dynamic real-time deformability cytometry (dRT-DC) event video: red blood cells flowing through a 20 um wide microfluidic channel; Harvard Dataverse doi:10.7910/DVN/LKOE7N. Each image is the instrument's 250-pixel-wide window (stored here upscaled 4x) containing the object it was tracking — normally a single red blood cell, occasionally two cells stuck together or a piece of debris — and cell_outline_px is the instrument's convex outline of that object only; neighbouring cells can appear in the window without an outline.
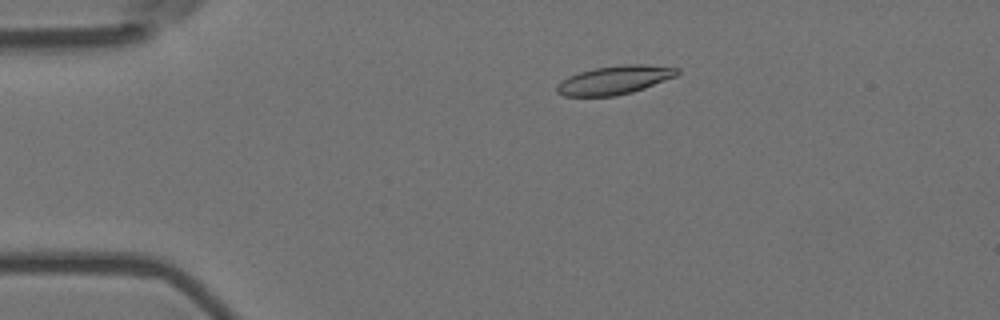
{"species": "Egyptian fruit bat (a non-hibernating species)", "species_latin": "Rousettus aegyptiacus", "temperature_condition": "room temperature", "stored_images_in_passage": 4, "camera_frame_rate_fps": 3000, "um_per_image_px": 0.085, "animal": {"sex": "female"}, "frame": {"image": 1, "passage_image": 2, "time_ms": 0.333, "image_size_px": [1000, 320], "cell_outline_px": [[680, 72], [676, 76], [644, 88], [632, 92], [616, 96], [564, 96], [556, 92], [556, 84], [560, 80], [568, 76], [580, 72], [596, 68], [620, 64], [644, 64], [680, 68]], "centroid_in_image_um": [52.22, 6.8], "position_along_channel_um": 32.8, "area_um2": 20.17}}
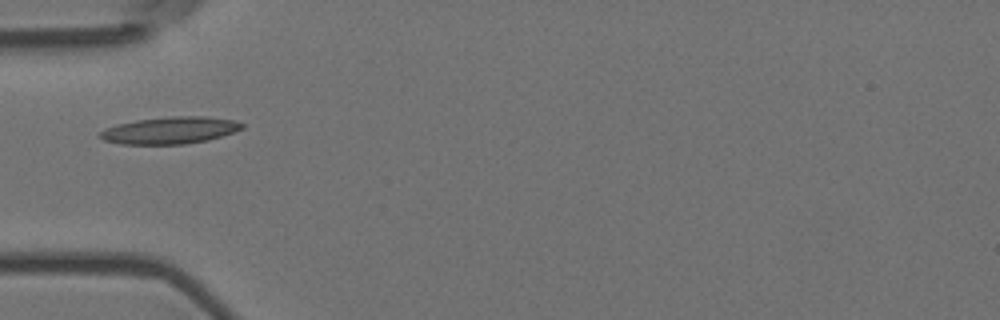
{"frame": {"image": 2, "passage_image": 4, "time_ms": 1.0, "image_size_px": [1000, 320], "cell_outline_px": [[244, 128], [208, 140], [184, 144], [120, 144], [104, 140], [100, 136], [100, 132], [104, 128], [116, 124], [136, 120], [172, 116], [204, 116], [236, 120], [244, 124]], "centroid_in_image_um": [14.45, 11.07], "position_along_channel_um": 70.6, "area_um2": 22.31}}